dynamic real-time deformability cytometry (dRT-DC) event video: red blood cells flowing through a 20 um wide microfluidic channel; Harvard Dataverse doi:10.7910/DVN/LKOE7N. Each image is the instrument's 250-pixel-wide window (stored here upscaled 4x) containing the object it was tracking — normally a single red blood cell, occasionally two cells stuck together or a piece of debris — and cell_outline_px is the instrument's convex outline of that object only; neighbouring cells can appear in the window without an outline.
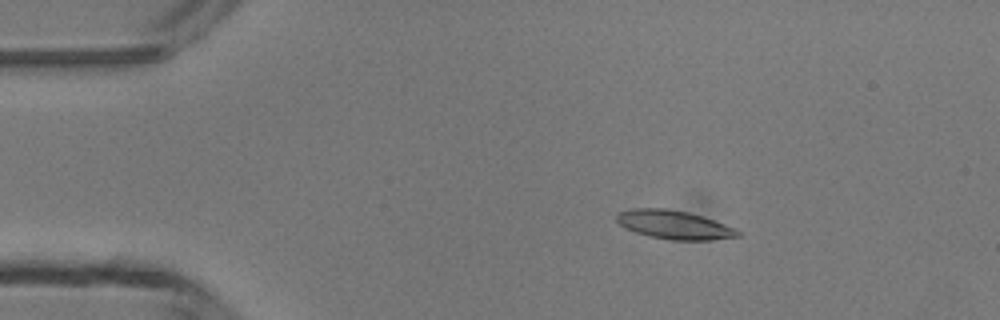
{"species": "common noctule bat (a hibernating species)", "species_latin": "Nyctalus noctula", "temperature_condition": "room temperature", "stored_images_in_passage": 4, "camera_frame_rate_fps": 3000, "um_per_image_px": 0.085, "animal": {"sex": "male", "body_mass_g": 13.3}, "frame": {"image": 1, "passage_image": 2, "time_ms": 1.0, "image_size_px": [1000, 320], "cell_outline_px": [[740, 236], [712, 240], [672, 240], [648, 236], [636, 232], [620, 224], [616, 220], [616, 212], [632, 208], [664, 208], [688, 212], [736, 228], [740, 232]], "centroid_in_image_um": [57.28, 19.1], "position_along_channel_um": 27.7, "area_um2": 20.11}}
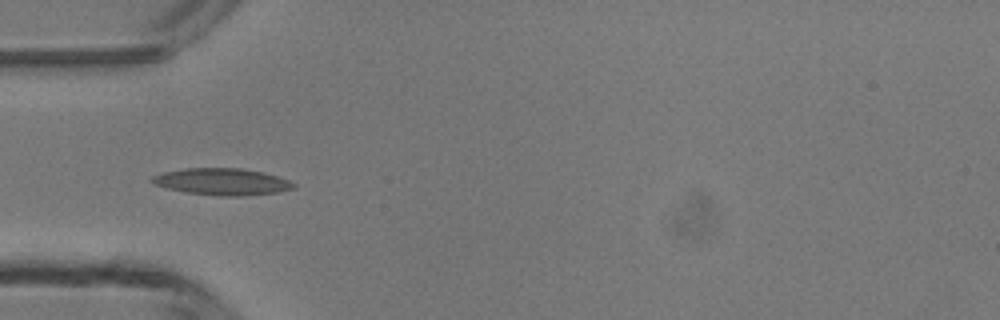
{"frame": {"image": 2, "passage_image": 4, "time_ms": 3.333, "image_size_px": [1000, 320], "cell_outline_px": [[296, 188], [280, 192], [244, 196], [220, 196], [188, 192], [168, 188], [152, 184], [148, 180], [152, 176], [164, 172], [184, 168], [240, 168], [264, 172], [288, 180], [296, 184]], "centroid_in_image_um": [18.89, 15.44], "position_along_channel_um": 66.1, "area_um2": 22.2}}